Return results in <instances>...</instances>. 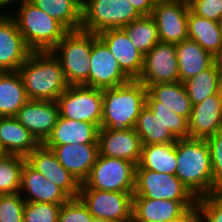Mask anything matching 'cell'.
<instances>
[{"instance_id":"7bdbcfd3","label":"cell","mask_w":222,"mask_h":222,"mask_svg":"<svg viewBox=\"0 0 222 222\" xmlns=\"http://www.w3.org/2000/svg\"><path fill=\"white\" fill-rule=\"evenodd\" d=\"M141 16L152 14L154 3L152 0H128Z\"/></svg>"},{"instance_id":"d6986e66","label":"cell","mask_w":222,"mask_h":222,"mask_svg":"<svg viewBox=\"0 0 222 222\" xmlns=\"http://www.w3.org/2000/svg\"><path fill=\"white\" fill-rule=\"evenodd\" d=\"M97 36L106 44L130 79H138L143 69L144 56L138 52L127 34L121 29H107Z\"/></svg>"},{"instance_id":"f546056e","label":"cell","mask_w":222,"mask_h":222,"mask_svg":"<svg viewBox=\"0 0 222 222\" xmlns=\"http://www.w3.org/2000/svg\"><path fill=\"white\" fill-rule=\"evenodd\" d=\"M222 81L219 61L216 60L209 68L196 76L184 81L192 105L203 102L207 97L218 93Z\"/></svg>"},{"instance_id":"5bb4252c","label":"cell","mask_w":222,"mask_h":222,"mask_svg":"<svg viewBox=\"0 0 222 222\" xmlns=\"http://www.w3.org/2000/svg\"><path fill=\"white\" fill-rule=\"evenodd\" d=\"M59 116L57 101L28 100L17 112L15 118L42 145L51 135Z\"/></svg>"},{"instance_id":"2e32d148","label":"cell","mask_w":222,"mask_h":222,"mask_svg":"<svg viewBox=\"0 0 222 222\" xmlns=\"http://www.w3.org/2000/svg\"><path fill=\"white\" fill-rule=\"evenodd\" d=\"M31 53L13 18L0 14V72L18 71Z\"/></svg>"},{"instance_id":"ac0fdd59","label":"cell","mask_w":222,"mask_h":222,"mask_svg":"<svg viewBox=\"0 0 222 222\" xmlns=\"http://www.w3.org/2000/svg\"><path fill=\"white\" fill-rule=\"evenodd\" d=\"M98 146L100 155L131 161L135 165L141 157L142 143L134 128L124 131L100 128Z\"/></svg>"},{"instance_id":"1f68e13d","label":"cell","mask_w":222,"mask_h":222,"mask_svg":"<svg viewBox=\"0 0 222 222\" xmlns=\"http://www.w3.org/2000/svg\"><path fill=\"white\" fill-rule=\"evenodd\" d=\"M69 31L81 30L82 0H30Z\"/></svg>"},{"instance_id":"83f0119b","label":"cell","mask_w":222,"mask_h":222,"mask_svg":"<svg viewBox=\"0 0 222 222\" xmlns=\"http://www.w3.org/2000/svg\"><path fill=\"white\" fill-rule=\"evenodd\" d=\"M188 39L218 59L222 55V37L216 21L198 16L189 10Z\"/></svg>"},{"instance_id":"9c48e42d","label":"cell","mask_w":222,"mask_h":222,"mask_svg":"<svg viewBox=\"0 0 222 222\" xmlns=\"http://www.w3.org/2000/svg\"><path fill=\"white\" fill-rule=\"evenodd\" d=\"M133 196L171 201H197L176 175L135 169Z\"/></svg>"},{"instance_id":"b9f144b4","label":"cell","mask_w":222,"mask_h":222,"mask_svg":"<svg viewBox=\"0 0 222 222\" xmlns=\"http://www.w3.org/2000/svg\"><path fill=\"white\" fill-rule=\"evenodd\" d=\"M164 222H201L197 205L187 208L180 216Z\"/></svg>"},{"instance_id":"f907efd6","label":"cell","mask_w":222,"mask_h":222,"mask_svg":"<svg viewBox=\"0 0 222 222\" xmlns=\"http://www.w3.org/2000/svg\"><path fill=\"white\" fill-rule=\"evenodd\" d=\"M217 60L219 61V64L221 67V73H222V55Z\"/></svg>"},{"instance_id":"f6af8a7d","label":"cell","mask_w":222,"mask_h":222,"mask_svg":"<svg viewBox=\"0 0 222 222\" xmlns=\"http://www.w3.org/2000/svg\"><path fill=\"white\" fill-rule=\"evenodd\" d=\"M90 222H115V221L108 220L105 218L93 217Z\"/></svg>"},{"instance_id":"f35d334b","label":"cell","mask_w":222,"mask_h":222,"mask_svg":"<svg viewBox=\"0 0 222 222\" xmlns=\"http://www.w3.org/2000/svg\"><path fill=\"white\" fill-rule=\"evenodd\" d=\"M201 222H222V192L197 198Z\"/></svg>"},{"instance_id":"4fadbf2b","label":"cell","mask_w":222,"mask_h":222,"mask_svg":"<svg viewBox=\"0 0 222 222\" xmlns=\"http://www.w3.org/2000/svg\"><path fill=\"white\" fill-rule=\"evenodd\" d=\"M189 4L177 1L156 3L151 16L154 18L159 41L177 44L188 39Z\"/></svg>"},{"instance_id":"484cf974","label":"cell","mask_w":222,"mask_h":222,"mask_svg":"<svg viewBox=\"0 0 222 222\" xmlns=\"http://www.w3.org/2000/svg\"><path fill=\"white\" fill-rule=\"evenodd\" d=\"M179 64V81L182 83L209 68L217 59L197 42L186 39L175 44Z\"/></svg>"},{"instance_id":"3957f363","label":"cell","mask_w":222,"mask_h":222,"mask_svg":"<svg viewBox=\"0 0 222 222\" xmlns=\"http://www.w3.org/2000/svg\"><path fill=\"white\" fill-rule=\"evenodd\" d=\"M103 110L100 128L124 131L134 128L146 105L147 88L137 79L102 90Z\"/></svg>"},{"instance_id":"cb8c5ba5","label":"cell","mask_w":222,"mask_h":222,"mask_svg":"<svg viewBox=\"0 0 222 222\" xmlns=\"http://www.w3.org/2000/svg\"><path fill=\"white\" fill-rule=\"evenodd\" d=\"M39 145L15 117H0V153L27 157Z\"/></svg>"},{"instance_id":"9a60e30c","label":"cell","mask_w":222,"mask_h":222,"mask_svg":"<svg viewBox=\"0 0 222 222\" xmlns=\"http://www.w3.org/2000/svg\"><path fill=\"white\" fill-rule=\"evenodd\" d=\"M26 161L57 185L70 199L78 198L81 183L57 160L51 149L43 144L34 149Z\"/></svg>"},{"instance_id":"6da1fadb","label":"cell","mask_w":222,"mask_h":222,"mask_svg":"<svg viewBox=\"0 0 222 222\" xmlns=\"http://www.w3.org/2000/svg\"><path fill=\"white\" fill-rule=\"evenodd\" d=\"M175 175L196 197L214 193L210 151L206 139L179 138L176 141Z\"/></svg>"},{"instance_id":"e575fe53","label":"cell","mask_w":222,"mask_h":222,"mask_svg":"<svg viewBox=\"0 0 222 222\" xmlns=\"http://www.w3.org/2000/svg\"><path fill=\"white\" fill-rule=\"evenodd\" d=\"M62 204L26 202L23 222H57Z\"/></svg>"},{"instance_id":"836d02e7","label":"cell","mask_w":222,"mask_h":222,"mask_svg":"<svg viewBox=\"0 0 222 222\" xmlns=\"http://www.w3.org/2000/svg\"><path fill=\"white\" fill-rule=\"evenodd\" d=\"M25 161L24 156L0 153V193L6 195L20 192L21 171Z\"/></svg>"},{"instance_id":"60d3db41","label":"cell","mask_w":222,"mask_h":222,"mask_svg":"<svg viewBox=\"0 0 222 222\" xmlns=\"http://www.w3.org/2000/svg\"><path fill=\"white\" fill-rule=\"evenodd\" d=\"M189 8L194 14L217 22L222 15V0H193Z\"/></svg>"},{"instance_id":"e0dca14e","label":"cell","mask_w":222,"mask_h":222,"mask_svg":"<svg viewBox=\"0 0 222 222\" xmlns=\"http://www.w3.org/2000/svg\"><path fill=\"white\" fill-rule=\"evenodd\" d=\"M57 160L82 184L89 176L99 155L98 143L44 145Z\"/></svg>"},{"instance_id":"8992f818","label":"cell","mask_w":222,"mask_h":222,"mask_svg":"<svg viewBox=\"0 0 222 222\" xmlns=\"http://www.w3.org/2000/svg\"><path fill=\"white\" fill-rule=\"evenodd\" d=\"M140 17L128 0H82L81 30L86 32L123 28Z\"/></svg>"},{"instance_id":"4316f807","label":"cell","mask_w":222,"mask_h":222,"mask_svg":"<svg viewBox=\"0 0 222 222\" xmlns=\"http://www.w3.org/2000/svg\"><path fill=\"white\" fill-rule=\"evenodd\" d=\"M28 100L20 73L0 72V117H15Z\"/></svg>"},{"instance_id":"d4e9b609","label":"cell","mask_w":222,"mask_h":222,"mask_svg":"<svg viewBox=\"0 0 222 222\" xmlns=\"http://www.w3.org/2000/svg\"><path fill=\"white\" fill-rule=\"evenodd\" d=\"M99 127L84 121L66 119L59 116L57 124L43 145H65L98 143Z\"/></svg>"},{"instance_id":"30bf717a","label":"cell","mask_w":222,"mask_h":222,"mask_svg":"<svg viewBox=\"0 0 222 222\" xmlns=\"http://www.w3.org/2000/svg\"><path fill=\"white\" fill-rule=\"evenodd\" d=\"M133 193L80 189L78 198L93 217L132 222Z\"/></svg>"},{"instance_id":"8fae6325","label":"cell","mask_w":222,"mask_h":222,"mask_svg":"<svg viewBox=\"0 0 222 222\" xmlns=\"http://www.w3.org/2000/svg\"><path fill=\"white\" fill-rule=\"evenodd\" d=\"M137 80L146 88L153 84L179 81V64L175 44L159 41L145 54L143 69Z\"/></svg>"},{"instance_id":"603a6c76","label":"cell","mask_w":222,"mask_h":222,"mask_svg":"<svg viewBox=\"0 0 222 222\" xmlns=\"http://www.w3.org/2000/svg\"><path fill=\"white\" fill-rule=\"evenodd\" d=\"M146 105L148 107H167L187 120L192 110L186 88L181 81L149 85Z\"/></svg>"},{"instance_id":"7c38bea8","label":"cell","mask_w":222,"mask_h":222,"mask_svg":"<svg viewBox=\"0 0 222 222\" xmlns=\"http://www.w3.org/2000/svg\"><path fill=\"white\" fill-rule=\"evenodd\" d=\"M89 87L107 89L125 84L131 79L122 71L106 44L92 33V53L89 59Z\"/></svg>"},{"instance_id":"f1b7e54d","label":"cell","mask_w":222,"mask_h":222,"mask_svg":"<svg viewBox=\"0 0 222 222\" xmlns=\"http://www.w3.org/2000/svg\"><path fill=\"white\" fill-rule=\"evenodd\" d=\"M136 169L175 175L177 170L176 142L142 145Z\"/></svg>"},{"instance_id":"7a4b0ae2","label":"cell","mask_w":222,"mask_h":222,"mask_svg":"<svg viewBox=\"0 0 222 222\" xmlns=\"http://www.w3.org/2000/svg\"><path fill=\"white\" fill-rule=\"evenodd\" d=\"M18 72L29 100L57 101L70 86L60 60L52 51L32 52Z\"/></svg>"},{"instance_id":"7dc6e473","label":"cell","mask_w":222,"mask_h":222,"mask_svg":"<svg viewBox=\"0 0 222 222\" xmlns=\"http://www.w3.org/2000/svg\"><path fill=\"white\" fill-rule=\"evenodd\" d=\"M217 24H218V28H219V31H220L221 37H222V15H221V17L217 20Z\"/></svg>"},{"instance_id":"4dcf8cb0","label":"cell","mask_w":222,"mask_h":222,"mask_svg":"<svg viewBox=\"0 0 222 222\" xmlns=\"http://www.w3.org/2000/svg\"><path fill=\"white\" fill-rule=\"evenodd\" d=\"M142 145L175 143L178 138L145 105L134 126Z\"/></svg>"},{"instance_id":"ab89813d","label":"cell","mask_w":222,"mask_h":222,"mask_svg":"<svg viewBox=\"0 0 222 222\" xmlns=\"http://www.w3.org/2000/svg\"><path fill=\"white\" fill-rule=\"evenodd\" d=\"M92 218L83 202L73 198L62 204L57 222H90Z\"/></svg>"},{"instance_id":"d6a6232c","label":"cell","mask_w":222,"mask_h":222,"mask_svg":"<svg viewBox=\"0 0 222 222\" xmlns=\"http://www.w3.org/2000/svg\"><path fill=\"white\" fill-rule=\"evenodd\" d=\"M121 29L143 56L159 42L157 25L151 15L141 16Z\"/></svg>"},{"instance_id":"52a82bcc","label":"cell","mask_w":222,"mask_h":222,"mask_svg":"<svg viewBox=\"0 0 222 222\" xmlns=\"http://www.w3.org/2000/svg\"><path fill=\"white\" fill-rule=\"evenodd\" d=\"M136 165L131 161L98 155L80 189L134 192Z\"/></svg>"},{"instance_id":"d590c367","label":"cell","mask_w":222,"mask_h":222,"mask_svg":"<svg viewBox=\"0 0 222 222\" xmlns=\"http://www.w3.org/2000/svg\"><path fill=\"white\" fill-rule=\"evenodd\" d=\"M178 139L189 137L188 120L167 107H149Z\"/></svg>"},{"instance_id":"7402d4cb","label":"cell","mask_w":222,"mask_h":222,"mask_svg":"<svg viewBox=\"0 0 222 222\" xmlns=\"http://www.w3.org/2000/svg\"><path fill=\"white\" fill-rule=\"evenodd\" d=\"M189 137L207 139L222 130V112L218 94L192 105L188 119Z\"/></svg>"},{"instance_id":"8d00e7d4","label":"cell","mask_w":222,"mask_h":222,"mask_svg":"<svg viewBox=\"0 0 222 222\" xmlns=\"http://www.w3.org/2000/svg\"><path fill=\"white\" fill-rule=\"evenodd\" d=\"M211 158L214 193L222 192V130L206 139Z\"/></svg>"},{"instance_id":"74e56055","label":"cell","mask_w":222,"mask_h":222,"mask_svg":"<svg viewBox=\"0 0 222 222\" xmlns=\"http://www.w3.org/2000/svg\"><path fill=\"white\" fill-rule=\"evenodd\" d=\"M25 203L20 193L3 195L0 201V222H23Z\"/></svg>"},{"instance_id":"ffe728a7","label":"cell","mask_w":222,"mask_h":222,"mask_svg":"<svg viewBox=\"0 0 222 222\" xmlns=\"http://www.w3.org/2000/svg\"><path fill=\"white\" fill-rule=\"evenodd\" d=\"M21 196L26 202L66 203L70 198L25 161L21 171Z\"/></svg>"},{"instance_id":"bcb514c9","label":"cell","mask_w":222,"mask_h":222,"mask_svg":"<svg viewBox=\"0 0 222 222\" xmlns=\"http://www.w3.org/2000/svg\"><path fill=\"white\" fill-rule=\"evenodd\" d=\"M218 97H219V101H220V107H221V112H222V81L221 84L219 86V90H218Z\"/></svg>"},{"instance_id":"277c9868","label":"cell","mask_w":222,"mask_h":222,"mask_svg":"<svg viewBox=\"0 0 222 222\" xmlns=\"http://www.w3.org/2000/svg\"><path fill=\"white\" fill-rule=\"evenodd\" d=\"M9 15L32 52L52 51L69 30L30 0Z\"/></svg>"},{"instance_id":"44dd1931","label":"cell","mask_w":222,"mask_h":222,"mask_svg":"<svg viewBox=\"0 0 222 222\" xmlns=\"http://www.w3.org/2000/svg\"><path fill=\"white\" fill-rule=\"evenodd\" d=\"M197 201H171L133 196L132 222H164L180 216Z\"/></svg>"},{"instance_id":"681fc988","label":"cell","mask_w":222,"mask_h":222,"mask_svg":"<svg viewBox=\"0 0 222 222\" xmlns=\"http://www.w3.org/2000/svg\"><path fill=\"white\" fill-rule=\"evenodd\" d=\"M172 1H177V2H183L186 4H190L193 0H172Z\"/></svg>"},{"instance_id":"ba28073f","label":"cell","mask_w":222,"mask_h":222,"mask_svg":"<svg viewBox=\"0 0 222 222\" xmlns=\"http://www.w3.org/2000/svg\"><path fill=\"white\" fill-rule=\"evenodd\" d=\"M62 118L84 121L101 127L102 90L84 85H70L57 99Z\"/></svg>"},{"instance_id":"5b68a950","label":"cell","mask_w":222,"mask_h":222,"mask_svg":"<svg viewBox=\"0 0 222 222\" xmlns=\"http://www.w3.org/2000/svg\"><path fill=\"white\" fill-rule=\"evenodd\" d=\"M60 60L69 85L89 87L92 33L83 30L69 31L52 50Z\"/></svg>"},{"instance_id":"ee69618b","label":"cell","mask_w":222,"mask_h":222,"mask_svg":"<svg viewBox=\"0 0 222 222\" xmlns=\"http://www.w3.org/2000/svg\"><path fill=\"white\" fill-rule=\"evenodd\" d=\"M25 1H28V0H0V14L7 15L9 14V12L11 13L10 11L11 9L12 10L17 9Z\"/></svg>"},{"instance_id":"c3c4849f","label":"cell","mask_w":222,"mask_h":222,"mask_svg":"<svg viewBox=\"0 0 222 222\" xmlns=\"http://www.w3.org/2000/svg\"><path fill=\"white\" fill-rule=\"evenodd\" d=\"M154 4L163 3V2H171L172 0H152Z\"/></svg>"}]
</instances>
